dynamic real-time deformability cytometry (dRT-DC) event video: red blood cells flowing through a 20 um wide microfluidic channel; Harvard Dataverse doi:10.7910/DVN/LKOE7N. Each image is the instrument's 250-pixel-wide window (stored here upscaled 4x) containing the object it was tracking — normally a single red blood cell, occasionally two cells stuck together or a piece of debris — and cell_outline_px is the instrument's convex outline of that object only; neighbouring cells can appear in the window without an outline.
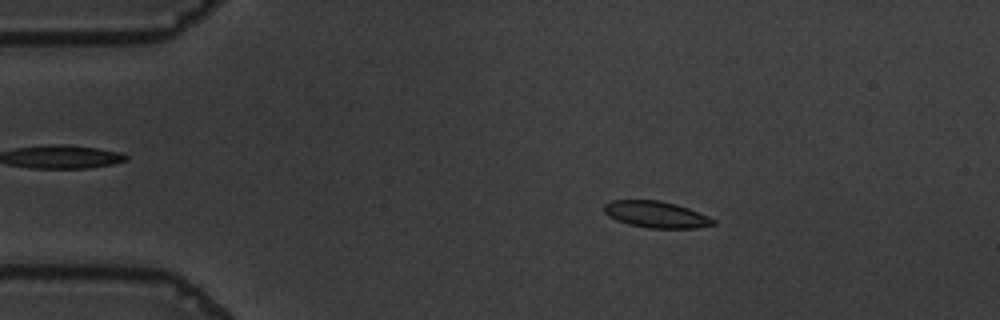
{"species": "common noctule bat (a hibernating species)", "species_latin": "Nyctalus noctula", "temperature_condition": "warm", "stored_images_in_passage": 56, "camera_frame_rate_fps": 3000, "um_per_image_px": 0.085, "animal": {"sex": "male", "body_mass_g": 19.5, "forearm_length_mm": 54.6}, "frame": {"image": 1, "passage_image": 10, "time_ms": 3.0, "image_size_px": [1000, 320], "cell_outline_px": [[716, 224], [696, 228], [648, 228], [628, 224], [616, 220], [608, 216], [604, 212], [604, 204], [612, 200], [660, 200], [676, 204], [688, 208], [708, 216], [716, 220]], "centroid_in_image_um": [55.76, 18.23], "position_along_channel_um": 29.2, "area_um2": 16.94}}
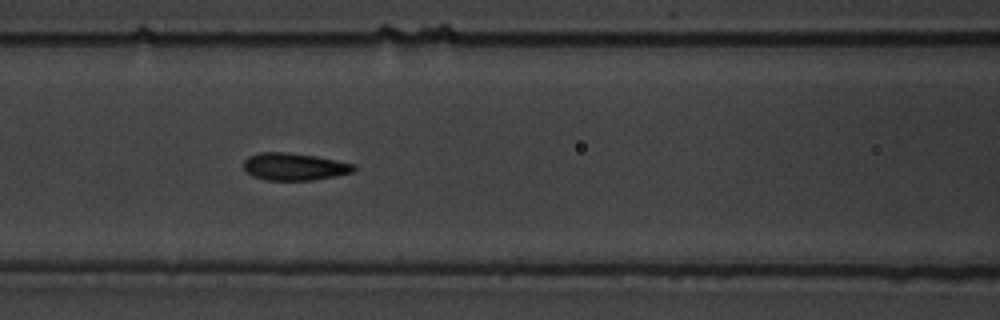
{"frame": {"image": 2, "passage_image": 24, "time_ms": 7.667, "image_size_px": [1000, 320], "cell_outline_px": [[356, 168], [352, 172], [336, 176], [312, 180], [264, 180], [252, 176], [244, 172], [244, 160], [248, 156], [260, 152], [284, 152], [316, 156], [356, 164]], "centroid_in_image_um": [24.99, 14.17], "position_along_channel_um": 141.6, "area_um2": 17.69}}
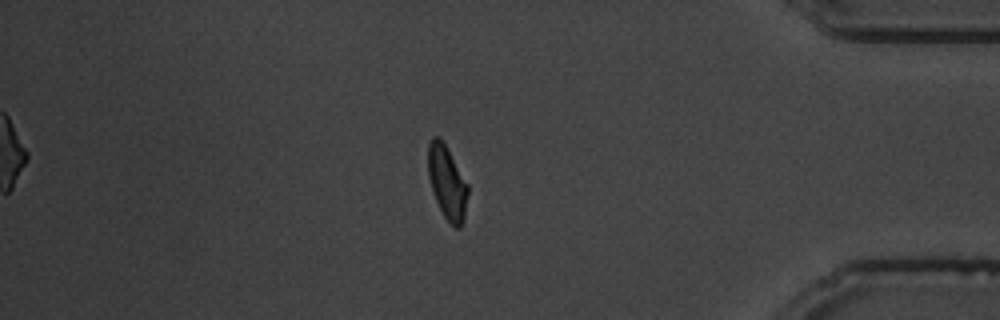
{"frame": {"image": 3, "passage_image": 48, "time_ms": 15.667, "image_size_px": [1000, 320], "cell_outline_px": [[468, 192], [464, 216], [460, 228], [456, 228], [444, 216], [432, 192], [428, 176], [428, 140], [432, 136], [440, 136], [468, 184]], "centroid_in_image_um": [37.98, 15.46], "position_along_channel_um": 397.2, "area_um2": 16.94}, "authors_computed_cell_mechanics": {"area_um2": 17.3689, "velocity_mm_per_s": 3.6011, "shape_relaxation_time_tau1_ms": 3.457, "shape_relaxation_time_tau2_ms": 0.89, "deformation_change_tau1": 0.1457, "deformation_change_tau2": 0.0597}}